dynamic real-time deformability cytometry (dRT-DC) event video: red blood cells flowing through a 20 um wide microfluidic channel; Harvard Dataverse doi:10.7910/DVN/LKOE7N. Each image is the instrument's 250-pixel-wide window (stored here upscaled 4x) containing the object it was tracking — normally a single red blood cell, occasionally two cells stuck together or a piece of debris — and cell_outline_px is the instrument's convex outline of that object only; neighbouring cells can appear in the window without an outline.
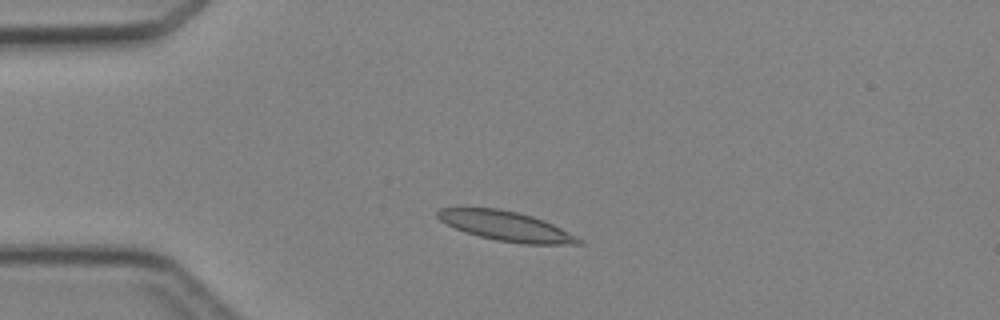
{"species": "Egyptian fruit bat (a non-hibernating species)", "species_latin": "Rousettus aegyptiacus", "temperature_condition": "cold", "stored_images_in_passage": 5, "camera_frame_rate_fps": 3000, "um_per_image_px": 0.085, "animal": {"sex": "female"}, "frame": {"image": 1, "passage_image": 2, "time_ms": 1.333, "image_size_px": [1000, 320], "cell_outline_px": [[584, 244], [524, 244], [496, 240], [464, 232], [440, 220], [436, 216], [436, 212], [440, 208], [496, 208], [516, 212], [532, 216], [544, 220], [584, 240]], "centroid_in_image_um": [43.03, 19.22], "position_along_channel_um": 42.0, "area_um2": 24.1}}
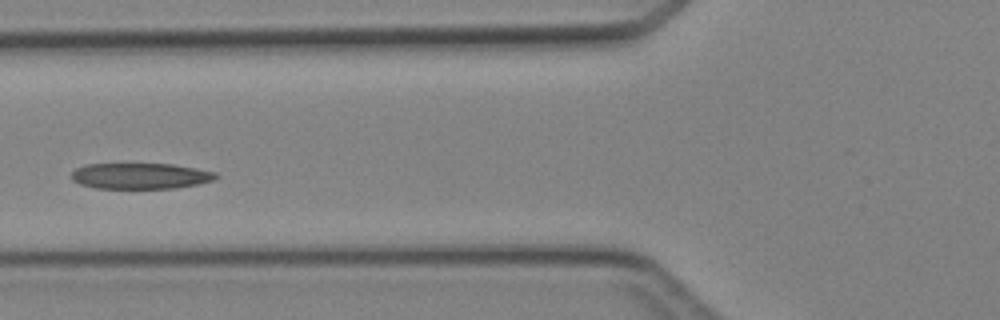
{"frame": {"image": 2, "passage_image": 4, "time_ms": 3.667, "image_size_px": [1000, 320], "cell_outline_px": [[220, 176], [216, 180], [200, 184], [176, 188], [96, 188], [80, 184], [72, 180], [72, 172], [76, 168], [84, 164], [172, 164], [196, 168], [216, 172]], "centroid_in_image_um": [11.98, 14.96], "position_along_channel_um": 113.8, "area_um2": 21.96}}
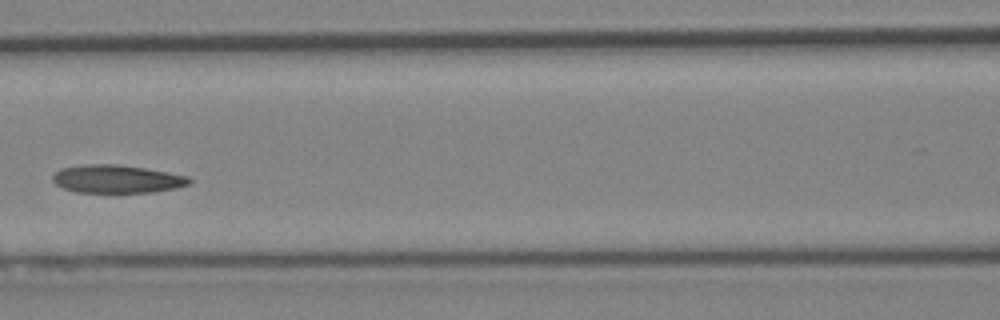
{"frame": {"image": 3, "passage_image": 5, "time_ms": 4.667, "image_size_px": [1000, 320], "cell_outline_px": [[192, 180], [188, 184], [176, 188], [152, 192], [76, 192], [64, 188], [56, 184], [52, 180], [52, 176], [60, 168], [88, 164], [116, 164], [144, 168], [168, 172], [188, 176]], "centroid_in_image_um": [9.93, 15.21], "position_along_channel_um": 156.7, "area_um2": 22.2}}